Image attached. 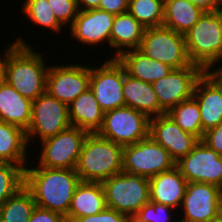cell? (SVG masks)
Returning a JSON list of instances; mask_svg holds the SVG:
<instances>
[{
    "instance_id": "2e32d148",
    "label": "cell",
    "mask_w": 222,
    "mask_h": 222,
    "mask_svg": "<svg viewBox=\"0 0 222 222\" xmlns=\"http://www.w3.org/2000/svg\"><path fill=\"white\" fill-rule=\"evenodd\" d=\"M149 135L178 162L199 143L200 139L182 130L166 113L150 118Z\"/></svg>"
},
{
    "instance_id": "44dd1931",
    "label": "cell",
    "mask_w": 222,
    "mask_h": 222,
    "mask_svg": "<svg viewBox=\"0 0 222 222\" xmlns=\"http://www.w3.org/2000/svg\"><path fill=\"white\" fill-rule=\"evenodd\" d=\"M32 119V101L5 81L0 83V120L28 130Z\"/></svg>"
},
{
    "instance_id": "5bb4252c",
    "label": "cell",
    "mask_w": 222,
    "mask_h": 222,
    "mask_svg": "<svg viewBox=\"0 0 222 222\" xmlns=\"http://www.w3.org/2000/svg\"><path fill=\"white\" fill-rule=\"evenodd\" d=\"M176 166L187 182L208 183L222 189V156L202 140Z\"/></svg>"
},
{
    "instance_id": "e0dca14e",
    "label": "cell",
    "mask_w": 222,
    "mask_h": 222,
    "mask_svg": "<svg viewBox=\"0 0 222 222\" xmlns=\"http://www.w3.org/2000/svg\"><path fill=\"white\" fill-rule=\"evenodd\" d=\"M115 15L100 9L79 11L70 29V35L83 45H97L108 41Z\"/></svg>"
},
{
    "instance_id": "3957f363",
    "label": "cell",
    "mask_w": 222,
    "mask_h": 222,
    "mask_svg": "<svg viewBox=\"0 0 222 222\" xmlns=\"http://www.w3.org/2000/svg\"><path fill=\"white\" fill-rule=\"evenodd\" d=\"M123 146L97 133L86 136L75 168L81 181L102 183L123 171Z\"/></svg>"
},
{
    "instance_id": "484cf974",
    "label": "cell",
    "mask_w": 222,
    "mask_h": 222,
    "mask_svg": "<svg viewBox=\"0 0 222 222\" xmlns=\"http://www.w3.org/2000/svg\"><path fill=\"white\" fill-rule=\"evenodd\" d=\"M27 145L26 132L22 128L0 120V162L20 165L25 169Z\"/></svg>"
},
{
    "instance_id": "30bf717a",
    "label": "cell",
    "mask_w": 222,
    "mask_h": 222,
    "mask_svg": "<svg viewBox=\"0 0 222 222\" xmlns=\"http://www.w3.org/2000/svg\"><path fill=\"white\" fill-rule=\"evenodd\" d=\"M87 135V131L71 126L54 137L42 141L38 166L75 169Z\"/></svg>"
},
{
    "instance_id": "52a82bcc",
    "label": "cell",
    "mask_w": 222,
    "mask_h": 222,
    "mask_svg": "<svg viewBox=\"0 0 222 222\" xmlns=\"http://www.w3.org/2000/svg\"><path fill=\"white\" fill-rule=\"evenodd\" d=\"M150 118L131 107L104 112L98 135L121 146L132 145L149 136Z\"/></svg>"
},
{
    "instance_id": "7c38bea8",
    "label": "cell",
    "mask_w": 222,
    "mask_h": 222,
    "mask_svg": "<svg viewBox=\"0 0 222 222\" xmlns=\"http://www.w3.org/2000/svg\"><path fill=\"white\" fill-rule=\"evenodd\" d=\"M203 69L196 64L172 69L171 72L152 83L160 108L167 113L180 102L193 96L194 87Z\"/></svg>"
},
{
    "instance_id": "ba28073f",
    "label": "cell",
    "mask_w": 222,
    "mask_h": 222,
    "mask_svg": "<svg viewBox=\"0 0 222 222\" xmlns=\"http://www.w3.org/2000/svg\"><path fill=\"white\" fill-rule=\"evenodd\" d=\"M123 172L152 178L176 166L169 152L150 135L123 147Z\"/></svg>"
},
{
    "instance_id": "9c48e42d",
    "label": "cell",
    "mask_w": 222,
    "mask_h": 222,
    "mask_svg": "<svg viewBox=\"0 0 222 222\" xmlns=\"http://www.w3.org/2000/svg\"><path fill=\"white\" fill-rule=\"evenodd\" d=\"M69 127L71 123L67 104L60 102L48 92L42 93L32 101V119L26 131L28 145L33 137L39 136L42 142Z\"/></svg>"
},
{
    "instance_id": "7402d4cb",
    "label": "cell",
    "mask_w": 222,
    "mask_h": 222,
    "mask_svg": "<svg viewBox=\"0 0 222 222\" xmlns=\"http://www.w3.org/2000/svg\"><path fill=\"white\" fill-rule=\"evenodd\" d=\"M122 90L126 106L144 113L149 118L165 114L159 106L152 84L129 76L125 69Z\"/></svg>"
},
{
    "instance_id": "f35d334b",
    "label": "cell",
    "mask_w": 222,
    "mask_h": 222,
    "mask_svg": "<svg viewBox=\"0 0 222 222\" xmlns=\"http://www.w3.org/2000/svg\"><path fill=\"white\" fill-rule=\"evenodd\" d=\"M222 61V59H221ZM222 64V63H221ZM217 66V69H214L213 67H206L203 71V73L216 84V86L220 89L222 92V65ZM212 68V70H211ZM214 69V71H213Z\"/></svg>"
},
{
    "instance_id": "b9f144b4",
    "label": "cell",
    "mask_w": 222,
    "mask_h": 222,
    "mask_svg": "<svg viewBox=\"0 0 222 222\" xmlns=\"http://www.w3.org/2000/svg\"><path fill=\"white\" fill-rule=\"evenodd\" d=\"M79 11L97 9L100 0H76Z\"/></svg>"
},
{
    "instance_id": "4316f807",
    "label": "cell",
    "mask_w": 222,
    "mask_h": 222,
    "mask_svg": "<svg viewBox=\"0 0 222 222\" xmlns=\"http://www.w3.org/2000/svg\"><path fill=\"white\" fill-rule=\"evenodd\" d=\"M204 12L201 7L188 0H164L163 25L184 35Z\"/></svg>"
},
{
    "instance_id": "8d00e7d4",
    "label": "cell",
    "mask_w": 222,
    "mask_h": 222,
    "mask_svg": "<svg viewBox=\"0 0 222 222\" xmlns=\"http://www.w3.org/2000/svg\"><path fill=\"white\" fill-rule=\"evenodd\" d=\"M28 222H66L61 214L36 206Z\"/></svg>"
},
{
    "instance_id": "9a60e30c",
    "label": "cell",
    "mask_w": 222,
    "mask_h": 222,
    "mask_svg": "<svg viewBox=\"0 0 222 222\" xmlns=\"http://www.w3.org/2000/svg\"><path fill=\"white\" fill-rule=\"evenodd\" d=\"M90 88V67L80 64L49 66L46 92L67 105Z\"/></svg>"
},
{
    "instance_id": "ab89813d",
    "label": "cell",
    "mask_w": 222,
    "mask_h": 222,
    "mask_svg": "<svg viewBox=\"0 0 222 222\" xmlns=\"http://www.w3.org/2000/svg\"><path fill=\"white\" fill-rule=\"evenodd\" d=\"M195 5L201 7L204 11L222 10V7L217 3V0H188Z\"/></svg>"
},
{
    "instance_id": "cb8c5ba5",
    "label": "cell",
    "mask_w": 222,
    "mask_h": 222,
    "mask_svg": "<svg viewBox=\"0 0 222 222\" xmlns=\"http://www.w3.org/2000/svg\"><path fill=\"white\" fill-rule=\"evenodd\" d=\"M71 126L88 133H97L102 126L104 111L89 88L68 105Z\"/></svg>"
},
{
    "instance_id": "ac0fdd59",
    "label": "cell",
    "mask_w": 222,
    "mask_h": 222,
    "mask_svg": "<svg viewBox=\"0 0 222 222\" xmlns=\"http://www.w3.org/2000/svg\"><path fill=\"white\" fill-rule=\"evenodd\" d=\"M186 179L177 166L149 179L150 201L177 209L184 197Z\"/></svg>"
},
{
    "instance_id": "ee69618b",
    "label": "cell",
    "mask_w": 222,
    "mask_h": 222,
    "mask_svg": "<svg viewBox=\"0 0 222 222\" xmlns=\"http://www.w3.org/2000/svg\"><path fill=\"white\" fill-rule=\"evenodd\" d=\"M125 222H143L136 216H127V219Z\"/></svg>"
},
{
    "instance_id": "83f0119b",
    "label": "cell",
    "mask_w": 222,
    "mask_h": 222,
    "mask_svg": "<svg viewBox=\"0 0 222 222\" xmlns=\"http://www.w3.org/2000/svg\"><path fill=\"white\" fill-rule=\"evenodd\" d=\"M35 207L32 193L23 186L0 205V222H28Z\"/></svg>"
},
{
    "instance_id": "8fae6325",
    "label": "cell",
    "mask_w": 222,
    "mask_h": 222,
    "mask_svg": "<svg viewBox=\"0 0 222 222\" xmlns=\"http://www.w3.org/2000/svg\"><path fill=\"white\" fill-rule=\"evenodd\" d=\"M123 82L124 67L117 58L107 59L99 68H90V89L104 112L126 106Z\"/></svg>"
},
{
    "instance_id": "836d02e7",
    "label": "cell",
    "mask_w": 222,
    "mask_h": 222,
    "mask_svg": "<svg viewBox=\"0 0 222 222\" xmlns=\"http://www.w3.org/2000/svg\"><path fill=\"white\" fill-rule=\"evenodd\" d=\"M48 2L59 23L64 27L68 24L71 27L79 13L76 0H48Z\"/></svg>"
},
{
    "instance_id": "f1b7e54d",
    "label": "cell",
    "mask_w": 222,
    "mask_h": 222,
    "mask_svg": "<svg viewBox=\"0 0 222 222\" xmlns=\"http://www.w3.org/2000/svg\"><path fill=\"white\" fill-rule=\"evenodd\" d=\"M166 114L171 117L182 130L193 134L202 140L203 129L199 104L193 96L180 102L175 107L171 108Z\"/></svg>"
},
{
    "instance_id": "60d3db41",
    "label": "cell",
    "mask_w": 222,
    "mask_h": 222,
    "mask_svg": "<svg viewBox=\"0 0 222 222\" xmlns=\"http://www.w3.org/2000/svg\"><path fill=\"white\" fill-rule=\"evenodd\" d=\"M17 45L16 42H12V44H10L8 46V48L5 49V53L4 55L2 54V56L0 55V83L4 82V75H5V64L8 58V53Z\"/></svg>"
},
{
    "instance_id": "d590c367",
    "label": "cell",
    "mask_w": 222,
    "mask_h": 222,
    "mask_svg": "<svg viewBox=\"0 0 222 222\" xmlns=\"http://www.w3.org/2000/svg\"><path fill=\"white\" fill-rule=\"evenodd\" d=\"M202 141L222 156V122L218 126L204 132Z\"/></svg>"
},
{
    "instance_id": "4fadbf2b",
    "label": "cell",
    "mask_w": 222,
    "mask_h": 222,
    "mask_svg": "<svg viewBox=\"0 0 222 222\" xmlns=\"http://www.w3.org/2000/svg\"><path fill=\"white\" fill-rule=\"evenodd\" d=\"M179 222H206L222 212V189L216 185L188 182L180 210Z\"/></svg>"
},
{
    "instance_id": "f546056e",
    "label": "cell",
    "mask_w": 222,
    "mask_h": 222,
    "mask_svg": "<svg viewBox=\"0 0 222 222\" xmlns=\"http://www.w3.org/2000/svg\"><path fill=\"white\" fill-rule=\"evenodd\" d=\"M128 12L145 28L162 26L164 0H129Z\"/></svg>"
},
{
    "instance_id": "d6a6232c",
    "label": "cell",
    "mask_w": 222,
    "mask_h": 222,
    "mask_svg": "<svg viewBox=\"0 0 222 222\" xmlns=\"http://www.w3.org/2000/svg\"><path fill=\"white\" fill-rule=\"evenodd\" d=\"M174 208L160 203L149 201L135 215L143 222H179L171 220Z\"/></svg>"
},
{
    "instance_id": "d4e9b609",
    "label": "cell",
    "mask_w": 222,
    "mask_h": 222,
    "mask_svg": "<svg viewBox=\"0 0 222 222\" xmlns=\"http://www.w3.org/2000/svg\"><path fill=\"white\" fill-rule=\"evenodd\" d=\"M145 27L142 26L129 12L115 15L110 34V47L116 48L118 57L122 52L138 49L142 42ZM125 48V49H124Z\"/></svg>"
},
{
    "instance_id": "603a6c76",
    "label": "cell",
    "mask_w": 222,
    "mask_h": 222,
    "mask_svg": "<svg viewBox=\"0 0 222 222\" xmlns=\"http://www.w3.org/2000/svg\"><path fill=\"white\" fill-rule=\"evenodd\" d=\"M116 58L123 65L126 74L151 84L167 76L173 69L163 62L150 59L138 49L124 51Z\"/></svg>"
},
{
    "instance_id": "1f68e13d",
    "label": "cell",
    "mask_w": 222,
    "mask_h": 222,
    "mask_svg": "<svg viewBox=\"0 0 222 222\" xmlns=\"http://www.w3.org/2000/svg\"><path fill=\"white\" fill-rule=\"evenodd\" d=\"M24 186V169L20 165L0 162V205Z\"/></svg>"
},
{
    "instance_id": "4dcf8cb0",
    "label": "cell",
    "mask_w": 222,
    "mask_h": 222,
    "mask_svg": "<svg viewBox=\"0 0 222 222\" xmlns=\"http://www.w3.org/2000/svg\"><path fill=\"white\" fill-rule=\"evenodd\" d=\"M23 14L27 15L34 24L47 27L57 33L62 30L48 0H25L22 3Z\"/></svg>"
},
{
    "instance_id": "f6af8a7d",
    "label": "cell",
    "mask_w": 222,
    "mask_h": 222,
    "mask_svg": "<svg viewBox=\"0 0 222 222\" xmlns=\"http://www.w3.org/2000/svg\"><path fill=\"white\" fill-rule=\"evenodd\" d=\"M217 3L222 7V0H217Z\"/></svg>"
},
{
    "instance_id": "5b68a950",
    "label": "cell",
    "mask_w": 222,
    "mask_h": 222,
    "mask_svg": "<svg viewBox=\"0 0 222 222\" xmlns=\"http://www.w3.org/2000/svg\"><path fill=\"white\" fill-rule=\"evenodd\" d=\"M107 207L126 216H135L150 201L149 179L121 172L104 182Z\"/></svg>"
},
{
    "instance_id": "8992f818",
    "label": "cell",
    "mask_w": 222,
    "mask_h": 222,
    "mask_svg": "<svg viewBox=\"0 0 222 222\" xmlns=\"http://www.w3.org/2000/svg\"><path fill=\"white\" fill-rule=\"evenodd\" d=\"M138 50L150 59L163 62L173 69L192 64L187 53L184 35L164 25L145 28Z\"/></svg>"
},
{
    "instance_id": "74e56055",
    "label": "cell",
    "mask_w": 222,
    "mask_h": 222,
    "mask_svg": "<svg viewBox=\"0 0 222 222\" xmlns=\"http://www.w3.org/2000/svg\"><path fill=\"white\" fill-rule=\"evenodd\" d=\"M129 0H100L98 9L113 15L128 12Z\"/></svg>"
},
{
    "instance_id": "277c9868",
    "label": "cell",
    "mask_w": 222,
    "mask_h": 222,
    "mask_svg": "<svg viewBox=\"0 0 222 222\" xmlns=\"http://www.w3.org/2000/svg\"><path fill=\"white\" fill-rule=\"evenodd\" d=\"M184 37L190 61L215 68L222 59V10L205 11Z\"/></svg>"
},
{
    "instance_id": "e575fe53",
    "label": "cell",
    "mask_w": 222,
    "mask_h": 222,
    "mask_svg": "<svg viewBox=\"0 0 222 222\" xmlns=\"http://www.w3.org/2000/svg\"><path fill=\"white\" fill-rule=\"evenodd\" d=\"M127 216L112 208L106 207L100 213L77 218L74 222H125Z\"/></svg>"
},
{
    "instance_id": "6da1fadb",
    "label": "cell",
    "mask_w": 222,
    "mask_h": 222,
    "mask_svg": "<svg viewBox=\"0 0 222 222\" xmlns=\"http://www.w3.org/2000/svg\"><path fill=\"white\" fill-rule=\"evenodd\" d=\"M81 182L75 169L46 168L24 169V186L32 193L36 206L66 217L74 192Z\"/></svg>"
},
{
    "instance_id": "d6986e66",
    "label": "cell",
    "mask_w": 222,
    "mask_h": 222,
    "mask_svg": "<svg viewBox=\"0 0 222 222\" xmlns=\"http://www.w3.org/2000/svg\"><path fill=\"white\" fill-rule=\"evenodd\" d=\"M193 97L199 104L204 132L222 122V92L204 73L196 81Z\"/></svg>"
},
{
    "instance_id": "7a4b0ae2",
    "label": "cell",
    "mask_w": 222,
    "mask_h": 222,
    "mask_svg": "<svg viewBox=\"0 0 222 222\" xmlns=\"http://www.w3.org/2000/svg\"><path fill=\"white\" fill-rule=\"evenodd\" d=\"M8 53L4 81L25 98L34 101L46 92L48 66L41 52H36L18 37Z\"/></svg>"
},
{
    "instance_id": "7bdbcfd3",
    "label": "cell",
    "mask_w": 222,
    "mask_h": 222,
    "mask_svg": "<svg viewBox=\"0 0 222 222\" xmlns=\"http://www.w3.org/2000/svg\"><path fill=\"white\" fill-rule=\"evenodd\" d=\"M206 222H222V212H220L217 216L214 218L209 219Z\"/></svg>"
},
{
    "instance_id": "ffe728a7",
    "label": "cell",
    "mask_w": 222,
    "mask_h": 222,
    "mask_svg": "<svg viewBox=\"0 0 222 222\" xmlns=\"http://www.w3.org/2000/svg\"><path fill=\"white\" fill-rule=\"evenodd\" d=\"M107 207L102 183L81 181L72 197L66 222L100 213Z\"/></svg>"
}]
</instances>
